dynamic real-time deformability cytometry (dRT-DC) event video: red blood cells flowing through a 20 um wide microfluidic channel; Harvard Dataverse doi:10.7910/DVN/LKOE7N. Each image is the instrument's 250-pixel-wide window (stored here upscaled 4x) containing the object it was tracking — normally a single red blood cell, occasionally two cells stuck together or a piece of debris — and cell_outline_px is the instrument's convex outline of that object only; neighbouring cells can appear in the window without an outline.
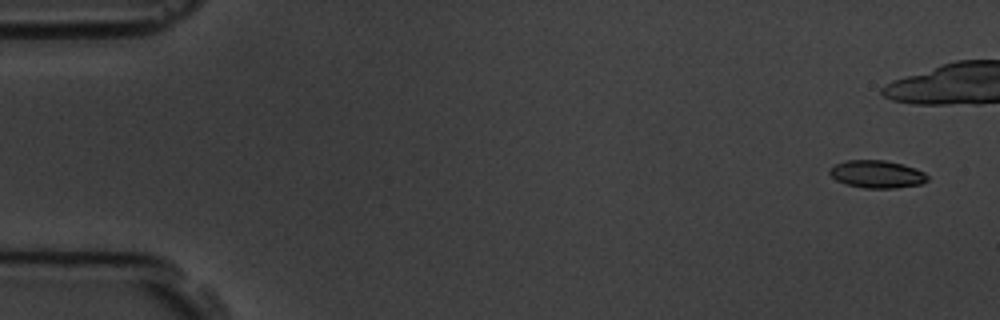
{"species": "common noctule bat (a hibernating species)", "species_latin": "Nyctalus noctula", "temperature_condition": "room temperature", "stored_images_in_passage": 7, "camera_frame_rate_fps": 3000, "um_per_image_px": 0.085, "animal": {"sex": "male", "body_mass_g": 19.5, "forearm_length_mm": 54.6}, "frame": {"image": 1, "passage_image": 1, "time_ms": 0.0, "image_size_px": [1000, 320], "cell_outline_px": [[928, 180], [920, 184], [896, 188], [864, 188], [848, 184], [836, 180], [828, 172], [836, 164], [848, 160], [884, 160], [916, 168], [924, 172], [928, 176]], "centroid_in_image_um": [74.56, 14.81], "position_along_channel_um": 10.4, "area_um2": 15.55}}